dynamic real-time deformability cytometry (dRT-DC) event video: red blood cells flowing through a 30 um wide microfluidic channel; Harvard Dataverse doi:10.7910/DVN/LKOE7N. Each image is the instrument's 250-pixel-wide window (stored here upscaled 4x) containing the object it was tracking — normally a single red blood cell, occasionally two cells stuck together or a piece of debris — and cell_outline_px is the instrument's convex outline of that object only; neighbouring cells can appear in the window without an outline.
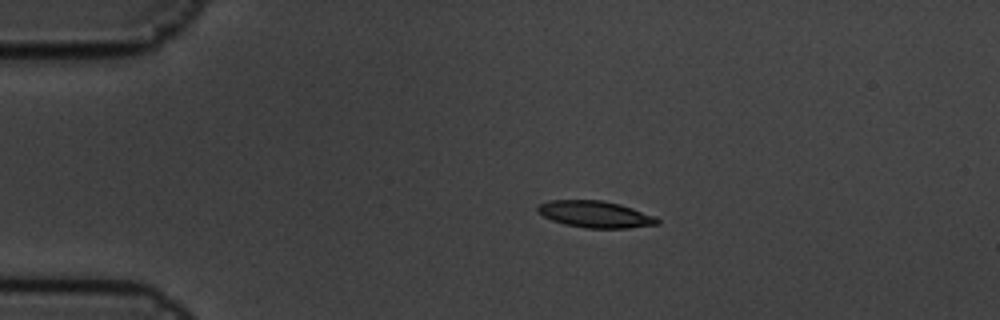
{"species": "common noctule bat (a hibernating species)", "species_latin": "Nyctalus noctula", "temperature_condition": "cold", "stored_images_in_passage": 9, "camera_frame_rate_fps": 3000, "um_per_image_px": 0.085, "animal": {"sex": "male", "body_mass_g": 19.5, "forearm_length_mm": 54.6}, "frame": {"image": 1, "passage_image": 4, "time_ms": 1.0, "image_size_px": [1000, 320], "cell_outline_px": [[660, 224], [628, 228], [584, 228], [564, 224], [552, 220], [536, 212], [536, 208], [540, 204], [548, 200], [604, 200], [620, 204], [656, 216], [660, 220]], "centroid_in_image_um": [50.6, 18.21], "position_along_channel_um": 34.4, "area_um2": 18.79}}
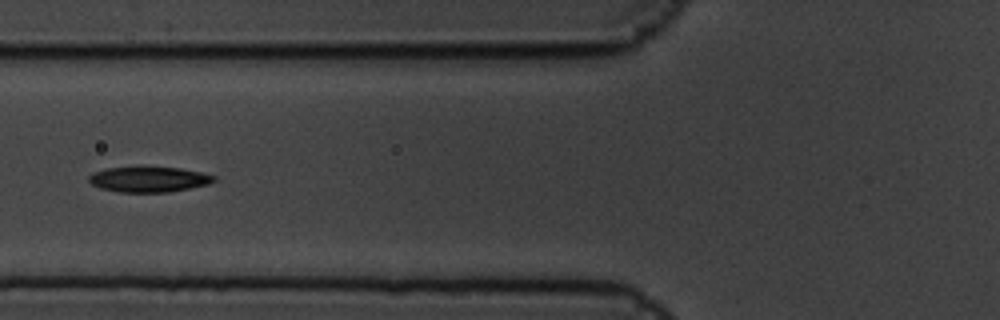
{"frame": {"image": 2, "passage_image": 7, "time_ms": 2.0, "image_size_px": [1000, 320], "cell_outline_px": [[216, 180], [208, 184], [168, 192], [120, 192], [100, 188], [92, 184], [88, 180], [88, 176], [92, 172], [104, 168], [136, 164], [180, 168], [200, 172], [216, 176]], "centroid_in_image_um": [12.58, 15.19], "position_along_channel_um": 113.2, "area_um2": 19.31}}
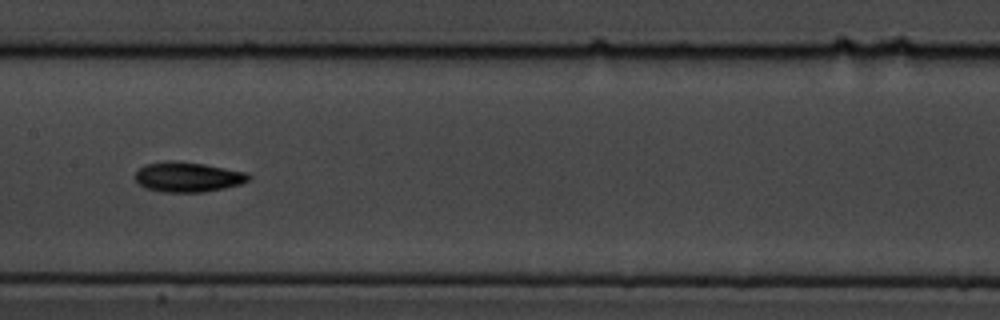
{"frame": {"image": 3, "passage_image": 9, "time_ms": 2.667, "image_size_px": [1000, 320], "cell_outline_px": [[252, 176], [248, 180], [240, 184], [224, 188], [204, 192], [164, 192], [144, 188], [136, 180], [136, 172], [144, 164], [172, 160], [204, 164], [248, 172]], "centroid_in_image_um": [15.98, 15.04], "position_along_channel_um": 191.4, "area_um2": 19.83}}